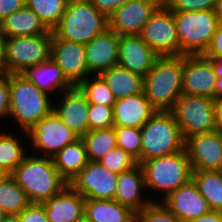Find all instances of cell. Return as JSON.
Listing matches in <instances>:
<instances>
[{
	"label": "cell",
	"mask_w": 222,
	"mask_h": 222,
	"mask_svg": "<svg viewBox=\"0 0 222 222\" xmlns=\"http://www.w3.org/2000/svg\"><path fill=\"white\" fill-rule=\"evenodd\" d=\"M48 31L38 15L26 6L0 22V32L5 38L40 35Z\"/></svg>",
	"instance_id": "cell-26"
},
{
	"label": "cell",
	"mask_w": 222,
	"mask_h": 222,
	"mask_svg": "<svg viewBox=\"0 0 222 222\" xmlns=\"http://www.w3.org/2000/svg\"><path fill=\"white\" fill-rule=\"evenodd\" d=\"M134 213L114 199H85L84 203V222H127Z\"/></svg>",
	"instance_id": "cell-29"
},
{
	"label": "cell",
	"mask_w": 222,
	"mask_h": 222,
	"mask_svg": "<svg viewBox=\"0 0 222 222\" xmlns=\"http://www.w3.org/2000/svg\"><path fill=\"white\" fill-rule=\"evenodd\" d=\"M20 222H49L43 204L31 203L19 215Z\"/></svg>",
	"instance_id": "cell-41"
},
{
	"label": "cell",
	"mask_w": 222,
	"mask_h": 222,
	"mask_svg": "<svg viewBox=\"0 0 222 222\" xmlns=\"http://www.w3.org/2000/svg\"><path fill=\"white\" fill-rule=\"evenodd\" d=\"M204 56H222V22H219L217 31L215 32L208 49Z\"/></svg>",
	"instance_id": "cell-44"
},
{
	"label": "cell",
	"mask_w": 222,
	"mask_h": 222,
	"mask_svg": "<svg viewBox=\"0 0 222 222\" xmlns=\"http://www.w3.org/2000/svg\"><path fill=\"white\" fill-rule=\"evenodd\" d=\"M138 214L144 222H178L179 219L162 203L151 202Z\"/></svg>",
	"instance_id": "cell-38"
},
{
	"label": "cell",
	"mask_w": 222,
	"mask_h": 222,
	"mask_svg": "<svg viewBox=\"0 0 222 222\" xmlns=\"http://www.w3.org/2000/svg\"><path fill=\"white\" fill-rule=\"evenodd\" d=\"M217 76L203 54L183 55L182 93L214 99Z\"/></svg>",
	"instance_id": "cell-15"
},
{
	"label": "cell",
	"mask_w": 222,
	"mask_h": 222,
	"mask_svg": "<svg viewBox=\"0 0 222 222\" xmlns=\"http://www.w3.org/2000/svg\"><path fill=\"white\" fill-rule=\"evenodd\" d=\"M89 103L114 106L116 99L107 83L100 75H90L79 85Z\"/></svg>",
	"instance_id": "cell-34"
},
{
	"label": "cell",
	"mask_w": 222,
	"mask_h": 222,
	"mask_svg": "<svg viewBox=\"0 0 222 222\" xmlns=\"http://www.w3.org/2000/svg\"><path fill=\"white\" fill-rule=\"evenodd\" d=\"M141 129V163L185 149V140L170 111L156 113Z\"/></svg>",
	"instance_id": "cell-6"
},
{
	"label": "cell",
	"mask_w": 222,
	"mask_h": 222,
	"mask_svg": "<svg viewBox=\"0 0 222 222\" xmlns=\"http://www.w3.org/2000/svg\"><path fill=\"white\" fill-rule=\"evenodd\" d=\"M52 160L60 176L69 184L89 162L83 139L79 138L66 145L52 157Z\"/></svg>",
	"instance_id": "cell-27"
},
{
	"label": "cell",
	"mask_w": 222,
	"mask_h": 222,
	"mask_svg": "<svg viewBox=\"0 0 222 222\" xmlns=\"http://www.w3.org/2000/svg\"><path fill=\"white\" fill-rule=\"evenodd\" d=\"M1 222H20L18 215H6Z\"/></svg>",
	"instance_id": "cell-51"
},
{
	"label": "cell",
	"mask_w": 222,
	"mask_h": 222,
	"mask_svg": "<svg viewBox=\"0 0 222 222\" xmlns=\"http://www.w3.org/2000/svg\"><path fill=\"white\" fill-rule=\"evenodd\" d=\"M139 36L160 57L180 56L173 12L164 3L152 14Z\"/></svg>",
	"instance_id": "cell-11"
},
{
	"label": "cell",
	"mask_w": 222,
	"mask_h": 222,
	"mask_svg": "<svg viewBox=\"0 0 222 222\" xmlns=\"http://www.w3.org/2000/svg\"><path fill=\"white\" fill-rule=\"evenodd\" d=\"M10 114L7 123L20 131H28L53 110V97L40 90L21 74H9ZM13 120V121H12ZM16 126H13V125Z\"/></svg>",
	"instance_id": "cell-1"
},
{
	"label": "cell",
	"mask_w": 222,
	"mask_h": 222,
	"mask_svg": "<svg viewBox=\"0 0 222 222\" xmlns=\"http://www.w3.org/2000/svg\"><path fill=\"white\" fill-rule=\"evenodd\" d=\"M189 222H222V212L210 210L205 215H202L194 220Z\"/></svg>",
	"instance_id": "cell-45"
},
{
	"label": "cell",
	"mask_w": 222,
	"mask_h": 222,
	"mask_svg": "<svg viewBox=\"0 0 222 222\" xmlns=\"http://www.w3.org/2000/svg\"><path fill=\"white\" fill-rule=\"evenodd\" d=\"M82 139L90 162H97L117 147L114 127L88 131Z\"/></svg>",
	"instance_id": "cell-32"
},
{
	"label": "cell",
	"mask_w": 222,
	"mask_h": 222,
	"mask_svg": "<svg viewBox=\"0 0 222 222\" xmlns=\"http://www.w3.org/2000/svg\"><path fill=\"white\" fill-rule=\"evenodd\" d=\"M119 41L120 36L116 32L107 29L85 45L89 76L100 75L117 65Z\"/></svg>",
	"instance_id": "cell-20"
},
{
	"label": "cell",
	"mask_w": 222,
	"mask_h": 222,
	"mask_svg": "<svg viewBox=\"0 0 222 222\" xmlns=\"http://www.w3.org/2000/svg\"><path fill=\"white\" fill-rule=\"evenodd\" d=\"M192 179L210 209L222 212V171H193Z\"/></svg>",
	"instance_id": "cell-30"
},
{
	"label": "cell",
	"mask_w": 222,
	"mask_h": 222,
	"mask_svg": "<svg viewBox=\"0 0 222 222\" xmlns=\"http://www.w3.org/2000/svg\"><path fill=\"white\" fill-rule=\"evenodd\" d=\"M127 222H144V221L143 218L138 213H134Z\"/></svg>",
	"instance_id": "cell-52"
},
{
	"label": "cell",
	"mask_w": 222,
	"mask_h": 222,
	"mask_svg": "<svg viewBox=\"0 0 222 222\" xmlns=\"http://www.w3.org/2000/svg\"><path fill=\"white\" fill-rule=\"evenodd\" d=\"M85 198L69 184L43 203L49 222H84Z\"/></svg>",
	"instance_id": "cell-22"
},
{
	"label": "cell",
	"mask_w": 222,
	"mask_h": 222,
	"mask_svg": "<svg viewBox=\"0 0 222 222\" xmlns=\"http://www.w3.org/2000/svg\"><path fill=\"white\" fill-rule=\"evenodd\" d=\"M97 162L116 174L137 164V161L120 147H115Z\"/></svg>",
	"instance_id": "cell-36"
},
{
	"label": "cell",
	"mask_w": 222,
	"mask_h": 222,
	"mask_svg": "<svg viewBox=\"0 0 222 222\" xmlns=\"http://www.w3.org/2000/svg\"><path fill=\"white\" fill-rule=\"evenodd\" d=\"M214 12L219 22H222V0H216Z\"/></svg>",
	"instance_id": "cell-50"
},
{
	"label": "cell",
	"mask_w": 222,
	"mask_h": 222,
	"mask_svg": "<svg viewBox=\"0 0 222 222\" xmlns=\"http://www.w3.org/2000/svg\"><path fill=\"white\" fill-rule=\"evenodd\" d=\"M5 216L6 214L3 212L2 208L0 207V222L3 220Z\"/></svg>",
	"instance_id": "cell-54"
},
{
	"label": "cell",
	"mask_w": 222,
	"mask_h": 222,
	"mask_svg": "<svg viewBox=\"0 0 222 222\" xmlns=\"http://www.w3.org/2000/svg\"><path fill=\"white\" fill-rule=\"evenodd\" d=\"M51 58L74 86H78L89 76L85 45L59 39L53 33Z\"/></svg>",
	"instance_id": "cell-17"
},
{
	"label": "cell",
	"mask_w": 222,
	"mask_h": 222,
	"mask_svg": "<svg viewBox=\"0 0 222 222\" xmlns=\"http://www.w3.org/2000/svg\"><path fill=\"white\" fill-rule=\"evenodd\" d=\"M184 140L217 130L213 99L182 93L170 110Z\"/></svg>",
	"instance_id": "cell-9"
},
{
	"label": "cell",
	"mask_w": 222,
	"mask_h": 222,
	"mask_svg": "<svg viewBox=\"0 0 222 222\" xmlns=\"http://www.w3.org/2000/svg\"><path fill=\"white\" fill-rule=\"evenodd\" d=\"M156 111L144 91L118 99L113 106L114 126L141 128Z\"/></svg>",
	"instance_id": "cell-23"
},
{
	"label": "cell",
	"mask_w": 222,
	"mask_h": 222,
	"mask_svg": "<svg viewBox=\"0 0 222 222\" xmlns=\"http://www.w3.org/2000/svg\"><path fill=\"white\" fill-rule=\"evenodd\" d=\"M108 29V17L88 0H69L58 25L52 30L59 38L86 45Z\"/></svg>",
	"instance_id": "cell-5"
},
{
	"label": "cell",
	"mask_w": 222,
	"mask_h": 222,
	"mask_svg": "<svg viewBox=\"0 0 222 222\" xmlns=\"http://www.w3.org/2000/svg\"><path fill=\"white\" fill-rule=\"evenodd\" d=\"M30 204L26 192L11 175L0 183V207L6 215H19Z\"/></svg>",
	"instance_id": "cell-31"
},
{
	"label": "cell",
	"mask_w": 222,
	"mask_h": 222,
	"mask_svg": "<svg viewBox=\"0 0 222 222\" xmlns=\"http://www.w3.org/2000/svg\"><path fill=\"white\" fill-rule=\"evenodd\" d=\"M2 124L5 123L1 122L0 124L1 126L0 127V168L4 169L6 172H8L11 175L15 170V168L21 162H23L25 157L29 154L28 152L29 138H28V133L26 131L21 130L20 132V130L18 131L17 130L14 131L13 129L9 130L7 126L1 132L2 130L1 128L5 127L2 126ZM8 130L11 132H9ZM15 133L18 134L19 136L16 135Z\"/></svg>",
	"instance_id": "cell-25"
},
{
	"label": "cell",
	"mask_w": 222,
	"mask_h": 222,
	"mask_svg": "<svg viewBox=\"0 0 222 222\" xmlns=\"http://www.w3.org/2000/svg\"><path fill=\"white\" fill-rule=\"evenodd\" d=\"M180 42V56L204 54L217 31L214 10L173 12Z\"/></svg>",
	"instance_id": "cell-7"
},
{
	"label": "cell",
	"mask_w": 222,
	"mask_h": 222,
	"mask_svg": "<svg viewBox=\"0 0 222 222\" xmlns=\"http://www.w3.org/2000/svg\"><path fill=\"white\" fill-rule=\"evenodd\" d=\"M214 98H222V76L217 77L216 88L214 91Z\"/></svg>",
	"instance_id": "cell-49"
},
{
	"label": "cell",
	"mask_w": 222,
	"mask_h": 222,
	"mask_svg": "<svg viewBox=\"0 0 222 222\" xmlns=\"http://www.w3.org/2000/svg\"><path fill=\"white\" fill-rule=\"evenodd\" d=\"M58 97L53 98L52 111L67 127L82 138L89 131L90 103L87 97L78 86L66 90Z\"/></svg>",
	"instance_id": "cell-16"
},
{
	"label": "cell",
	"mask_w": 222,
	"mask_h": 222,
	"mask_svg": "<svg viewBox=\"0 0 222 222\" xmlns=\"http://www.w3.org/2000/svg\"><path fill=\"white\" fill-rule=\"evenodd\" d=\"M10 174L4 169L0 168V183L3 182Z\"/></svg>",
	"instance_id": "cell-53"
},
{
	"label": "cell",
	"mask_w": 222,
	"mask_h": 222,
	"mask_svg": "<svg viewBox=\"0 0 222 222\" xmlns=\"http://www.w3.org/2000/svg\"><path fill=\"white\" fill-rule=\"evenodd\" d=\"M216 127L222 133V98L213 99Z\"/></svg>",
	"instance_id": "cell-46"
},
{
	"label": "cell",
	"mask_w": 222,
	"mask_h": 222,
	"mask_svg": "<svg viewBox=\"0 0 222 222\" xmlns=\"http://www.w3.org/2000/svg\"><path fill=\"white\" fill-rule=\"evenodd\" d=\"M69 0H26V7L34 11L44 25L53 30L65 12Z\"/></svg>",
	"instance_id": "cell-33"
},
{
	"label": "cell",
	"mask_w": 222,
	"mask_h": 222,
	"mask_svg": "<svg viewBox=\"0 0 222 222\" xmlns=\"http://www.w3.org/2000/svg\"><path fill=\"white\" fill-rule=\"evenodd\" d=\"M27 133L29 153L45 157H53L66 145L80 138L53 111L38 121Z\"/></svg>",
	"instance_id": "cell-10"
},
{
	"label": "cell",
	"mask_w": 222,
	"mask_h": 222,
	"mask_svg": "<svg viewBox=\"0 0 222 222\" xmlns=\"http://www.w3.org/2000/svg\"><path fill=\"white\" fill-rule=\"evenodd\" d=\"M140 165L144 172L146 192L152 202H161L192 179L193 170L185 149L146 160Z\"/></svg>",
	"instance_id": "cell-2"
},
{
	"label": "cell",
	"mask_w": 222,
	"mask_h": 222,
	"mask_svg": "<svg viewBox=\"0 0 222 222\" xmlns=\"http://www.w3.org/2000/svg\"><path fill=\"white\" fill-rule=\"evenodd\" d=\"M7 74V66L5 60V37L0 32V76Z\"/></svg>",
	"instance_id": "cell-47"
},
{
	"label": "cell",
	"mask_w": 222,
	"mask_h": 222,
	"mask_svg": "<svg viewBox=\"0 0 222 222\" xmlns=\"http://www.w3.org/2000/svg\"><path fill=\"white\" fill-rule=\"evenodd\" d=\"M21 75L53 98L74 87L52 58L26 68Z\"/></svg>",
	"instance_id": "cell-24"
},
{
	"label": "cell",
	"mask_w": 222,
	"mask_h": 222,
	"mask_svg": "<svg viewBox=\"0 0 222 222\" xmlns=\"http://www.w3.org/2000/svg\"><path fill=\"white\" fill-rule=\"evenodd\" d=\"M179 220L189 222L211 209L191 179L161 201Z\"/></svg>",
	"instance_id": "cell-18"
},
{
	"label": "cell",
	"mask_w": 222,
	"mask_h": 222,
	"mask_svg": "<svg viewBox=\"0 0 222 222\" xmlns=\"http://www.w3.org/2000/svg\"><path fill=\"white\" fill-rule=\"evenodd\" d=\"M88 125L89 131L114 127L113 106L90 103Z\"/></svg>",
	"instance_id": "cell-37"
},
{
	"label": "cell",
	"mask_w": 222,
	"mask_h": 222,
	"mask_svg": "<svg viewBox=\"0 0 222 222\" xmlns=\"http://www.w3.org/2000/svg\"><path fill=\"white\" fill-rule=\"evenodd\" d=\"M118 174L98 162L87 165L71 180L69 185L85 199H114L117 193Z\"/></svg>",
	"instance_id": "cell-12"
},
{
	"label": "cell",
	"mask_w": 222,
	"mask_h": 222,
	"mask_svg": "<svg viewBox=\"0 0 222 222\" xmlns=\"http://www.w3.org/2000/svg\"><path fill=\"white\" fill-rule=\"evenodd\" d=\"M11 176L26 192L31 203L43 204L68 183L60 176L52 157L29 153Z\"/></svg>",
	"instance_id": "cell-3"
},
{
	"label": "cell",
	"mask_w": 222,
	"mask_h": 222,
	"mask_svg": "<svg viewBox=\"0 0 222 222\" xmlns=\"http://www.w3.org/2000/svg\"><path fill=\"white\" fill-rule=\"evenodd\" d=\"M26 0H0V22L26 6Z\"/></svg>",
	"instance_id": "cell-43"
},
{
	"label": "cell",
	"mask_w": 222,
	"mask_h": 222,
	"mask_svg": "<svg viewBox=\"0 0 222 222\" xmlns=\"http://www.w3.org/2000/svg\"><path fill=\"white\" fill-rule=\"evenodd\" d=\"M100 76L116 100L143 92L144 77L118 64L102 72Z\"/></svg>",
	"instance_id": "cell-28"
},
{
	"label": "cell",
	"mask_w": 222,
	"mask_h": 222,
	"mask_svg": "<svg viewBox=\"0 0 222 222\" xmlns=\"http://www.w3.org/2000/svg\"><path fill=\"white\" fill-rule=\"evenodd\" d=\"M172 12L214 10L216 0H163Z\"/></svg>",
	"instance_id": "cell-39"
},
{
	"label": "cell",
	"mask_w": 222,
	"mask_h": 222,
	"mask_svg": "<svg viewBox=\"0 0 222 222\" xmlns=\"http://www.w3.org/2000/svg\"><path fill=\"white\" fill-rule=\"evenodd\" d=\"M99 12L110 16L129 0H88Z\"/></svg>",
	"instance_id": "cell-42"
},
{
	"label": "cell",
	"mask_w": 222,
	"mask_h": 222,
	"mask_svg": "<svg viewBox=\"0 0 222 222\" xmlns=\"http://www.w3.org/2000/svg\"><path fill=\"white\" fill-rule=\"evenodd\" d=\"M183 55L159 57L144 76L143 91L157 111H170L182 94Z\"/></svg>",
	"instance_id": "cell-4"
},
{
	"label": "cell",
	"mask_w": 222,
	"mask_h": 222,
	"mask_svg": "<svg viewBox=\"0 0 222 222\" xmlns=\"http://www.w3.org/2000/svg\"><path fill=\"white\" fill-rule=\"evenodd\" d=\"M10 114L9 74L0 76V122L7 121ZM6 118V119H5Z\"/></svg>",
	"instance_id": "cell-40"
},
{
	"label": "cell",
	"mask_w": 222,
	"mask_h": 222,
	"mask_svg": "<svg viewBox=\"0 0 222 222\" xmlns=\"http://www.w3.org/2000/svg\"><path fill=\"white\" fill-rule=\"evenodd\" d=\"M209 58L213 65L214 73L217 77L222 76V56H205Z\"/></svg>",
	"instance_id": "cell-48"
},
{
	"label": "cell",
	"mask_w": 222,
	"mask_h": 222,
	"mask_svg": "<svg viewBox=\"0 0 222 222\" xmlns=\"http://www.w3.org/2000/svg\"><path fill=\"white\" fill-rule=\"evenodd\" d=\"M117 147L131 155L141 164V129L133 127L114 126Z\"/></svg>",
	"instance_id": "cell-35"
},
{
	"label": "cell",
	"mask_w": 222,
	"mask_h": 222,
	"mask_svg": "<svg viewBox=\"0 0 222 222\" xmlns=\"http://www.w3.org/2000/svg\"><path fill=\"white\" fill-rule=\"evenodd\" d=\"M159 57L139 35L120 36L118 65L144 77Z\"/></svg>",
	"instance_id": "cell-21"
},
{
	"label": "cell",
	"mask_w": 222,
	"mask_h": 222,
	"mask_svg": "<svg viewBox=\"0 0 222 222\" xmlns=\"http://www.w3.org/2000/svg\"><path fill=\"white\" fill-rule=\"evenodd\" d=\"M193 171H222V133H201L185 140Z\"/></svg>",
	"instance_id": "cell-13"
},
{
	"label": "cell",
	"mask_w": 222,
	"mask_h": 222,
	"mask_svg": "<svg viewBox=\"0 0 222 222\" xmlns=\"http://www.w3.org/2000/svg\"><path fill=\"white\" fill-rule=\"evenodd\" d=\"M163 0H129L108 16V29L122 35H139Z\"/></svg>",
	"instance_id": "cell-14"
},
{
	"label": "cell",
	"mask_w": 222,
	"mask_h": 222,
	"mask_svg": "<svg viewBox=\"0 0 222 222\" xmlns=\"http://www.w3.org/2000/svg\"><path fill=\"white\" fill-rule=\"evenodd\" d=\"M53 31L33 36L5 38L7 74H21L26 68L51 58Z\"/></svg>",
	"instance_id": "cell-8"
},
{
	"label": "cell",
	"mask_w": 222,
	"mask_h": 222,
	"mask_svg": "<svg viewBox=\"0 0 222 222\" xmlns=\"http://www.w3.org/2000/svg\"><path fill=\"white\" fill-rule=\"evenodd\" d=\"M114 200L138 213L152 201L149 199L144 180V172L140 164L121 171L117 178V193Z\"/></svg>",
	"instance_id": "cell-19"
}]
</instances>
